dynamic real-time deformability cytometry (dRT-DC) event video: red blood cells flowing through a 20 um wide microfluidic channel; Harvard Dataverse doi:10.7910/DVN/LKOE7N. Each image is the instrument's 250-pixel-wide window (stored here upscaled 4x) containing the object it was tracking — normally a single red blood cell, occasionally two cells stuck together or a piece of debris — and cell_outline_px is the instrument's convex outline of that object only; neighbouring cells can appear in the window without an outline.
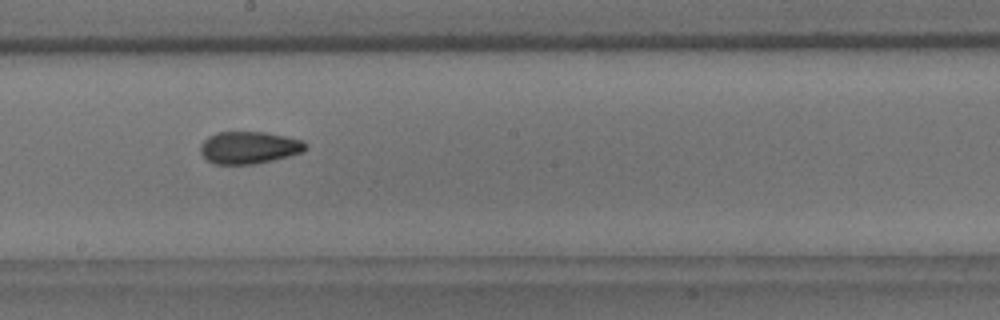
{"species": "common noctule bat (a hibernating species)", "species_latin": "Nyctalus noctula", "temperature_condition": "room temperature", "stored_images_in_passage": 16, "segment_of_instrument_passage": [1, 2], "camera_frame_rate_fps": 3000, "um_per_image_px": 0.085, "animal": {"sex": "male", "body_mass_g": 18.8}, "frame": {"image": 1, "passage_image": 7, "time_ms": 2.0, "image_size_px": [1000, 320], "cell_outline_px": [[308, 148], [304, 152], [272, 160], [252, 164], [216, 164], [208, 160], [200, 152], [200, 144], [208, 136], [216, 132], [264, 132], [304, 140], [308, 144]], "centroid_in_image_um": [21.19, 12.53], "position_along_channel_um": 227.0, "area_um2": 19.83}}
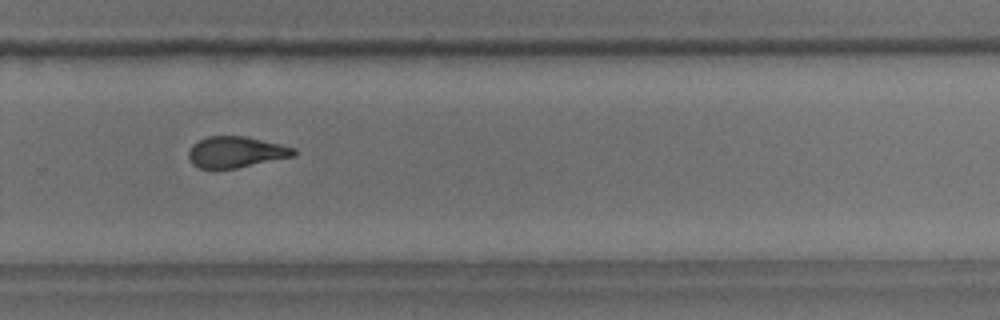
{"frame": {"image": 2, "passage_image": 10, "time_ms": 3.0, "image_size_px": [1000, 320], "cell_outline_px": [[296, 156], [236, 168], [200, 168], [192, 164], [188, 160], [188, 152], [192, 144], [208, 136], [244, 136], [280, 144], [296, 148]], "centroid_in_image_um": [20.05, 12.92], "position_along_channel_um": 309.7, "area_um2": 19.07}}
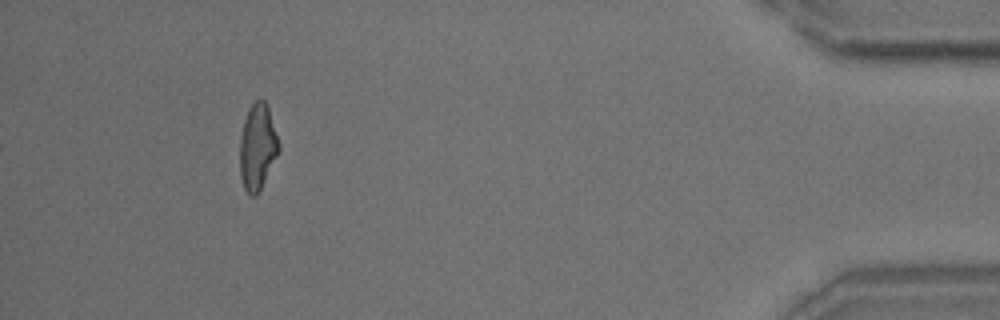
{"frame": {"image": 3, "passage_image": 14, "time_ms": 4.333, "image_size_px": [1000, 320], "cell_outline_px": [[280, 152], [256, 196], [248, 196], [244, 188], [240, 176], [240, 136], [244, 120], [248, 108], [256, 100], [264, 100], [268, 104], [280, 144]], "centroid_in_image_um": [21.9, 12.48], "position_along_channel_um": 413.3, "area_um2": 19.83}}